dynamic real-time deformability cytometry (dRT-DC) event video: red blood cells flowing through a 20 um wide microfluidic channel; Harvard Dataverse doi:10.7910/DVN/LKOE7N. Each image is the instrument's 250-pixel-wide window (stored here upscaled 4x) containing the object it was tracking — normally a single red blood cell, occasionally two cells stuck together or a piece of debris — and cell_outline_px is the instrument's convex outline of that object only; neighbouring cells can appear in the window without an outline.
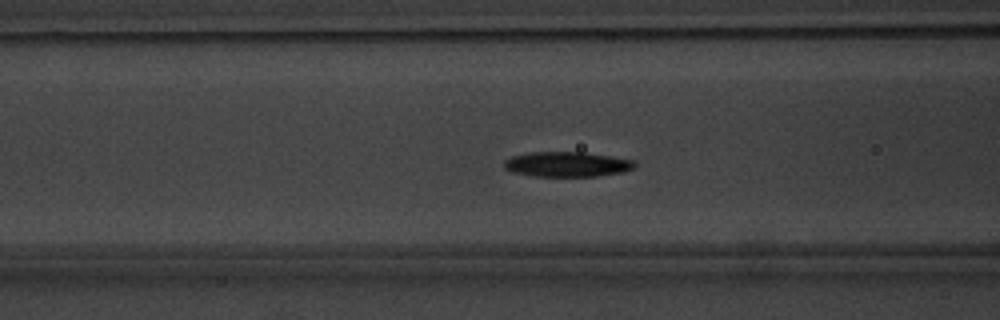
{"species": "common noctule bat (a hibernating species)", "species_latin": "Nyctalus noctula", "temperature_condition": "warm", "stored_images_in_passage": 54, "camera_frame_rate_fps": 3000, "um_per_image_px": 0.085, "animal": {"sex": "male", "body_mass_g": 20.1, "forearm_length_mm": 53.5}, "frame": {"image": 1, "passage_image": 22, "time_ms": 7.0, "image_size_px": [1000, 320], "cell_outline_px": [[636, 168], [624, 172], [596, 176], [532, 176], [512, 172], [504, 168], [504, 160], [512, 156], [532, 152], [584, 152], [612, 156], [636, 160]], "centroid_in_image_um": [48.24, 13.96], "position_along_channel_um": 118.4, "area_um2": 19.25}}
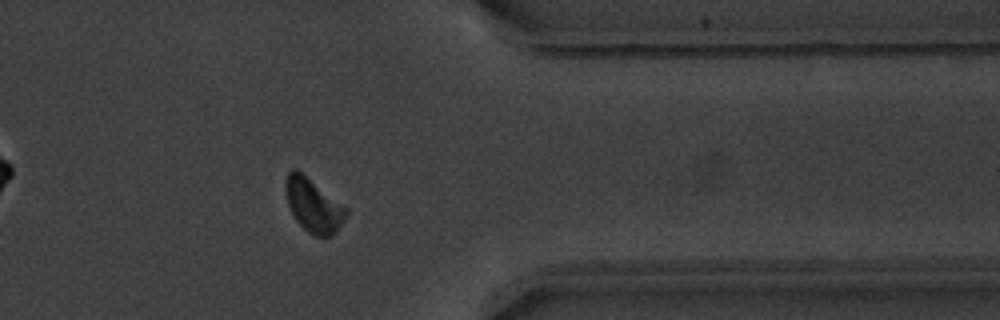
{"frame": {"image": 2, "passage_image": 44, "time_ms": 14.333, "image_size_px": [1000, 320], "cell_outline_px": [[348, 212], [344, 220], [332, 236], [316, 236], [308, 232], [296, 220], [288, 204], [284, 188], [284, 180], [288, 172], [292, 168], [296, 168], [348, 208]], "centroid_in_image_um": [26.62, 17.42], "position_along_channel_um": 384.8, "area_um2": 18.84}}
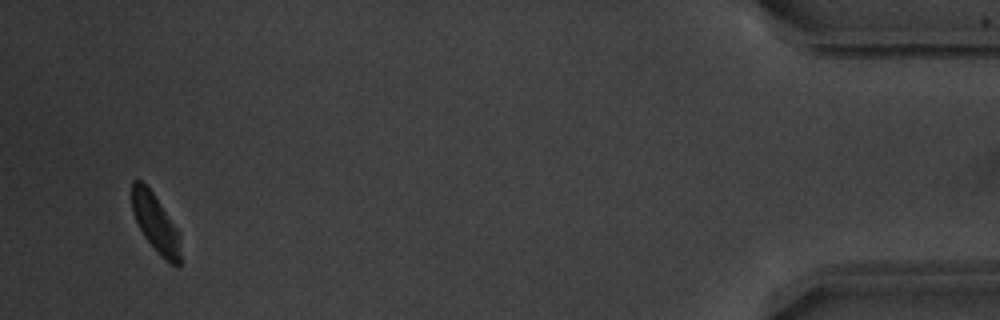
{"frame": {"image": 3, "passage_image": 52, "time_ms": 17.0, "image_size_px": [1000, 320], "cell_outline_px": [[180, 268], [176, 268], [164, 260], [160, 256], [144, 236], [132, 212], [132, 180], [140, 180], [152, 192], [180, 232]], "centroid_in_image_um": [13.25, 19.04], "position_along_channel_um": 421.9, "area_um2": 16.53}, "authors_computed_cell_mechanics": {"area_um2": 18.5538, "velocity_mm_per_s": 3.7679, "shape_relaxation_time_tau1_ms": 2.377, "shape_relaxation_time_tau2_ms": 7.027, "deformation_change_tau1": 0.1739, "deformation_change_tau2": 0.1287}}